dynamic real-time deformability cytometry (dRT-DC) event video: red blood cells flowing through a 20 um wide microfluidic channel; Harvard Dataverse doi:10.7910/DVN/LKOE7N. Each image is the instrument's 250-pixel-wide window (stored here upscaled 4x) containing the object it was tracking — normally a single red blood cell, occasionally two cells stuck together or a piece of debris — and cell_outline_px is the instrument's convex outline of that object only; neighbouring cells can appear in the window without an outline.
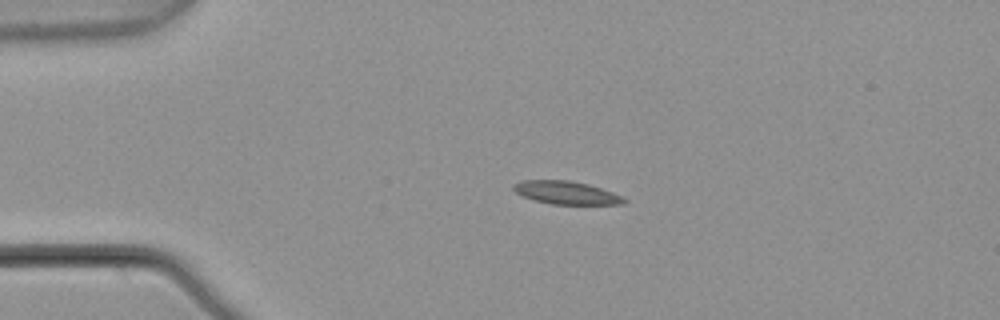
{"species": "common noctule bat (a hibernating species)", "species_latin": "Nyctalus noctula", "temperature_condition": "warm", "stored_images_in_passage": 2, "camera_frame_rate_fps": 3000, "um_per_image_px": 0.085, "animal": {"sex": "male", "body_mass_g": 21.5, "forearm_length_mm": 52.0}, "frame": {"image": 1, "passage_image": 1, "time_ms": 0.0, "image_size_px": [1000, 320], "cell_outline_px": [[628, 200], [624, 204], [552, 204], [536, 200], [524, 196], [516, 192], [512, 188], [512, 184], [524, 180], [568, 180], [588, 184], [624, 196]], "centroid_in_image_um": [48.16, 16.37], "position_along_channel_um": 36.8, "area_um2": 14.74}}